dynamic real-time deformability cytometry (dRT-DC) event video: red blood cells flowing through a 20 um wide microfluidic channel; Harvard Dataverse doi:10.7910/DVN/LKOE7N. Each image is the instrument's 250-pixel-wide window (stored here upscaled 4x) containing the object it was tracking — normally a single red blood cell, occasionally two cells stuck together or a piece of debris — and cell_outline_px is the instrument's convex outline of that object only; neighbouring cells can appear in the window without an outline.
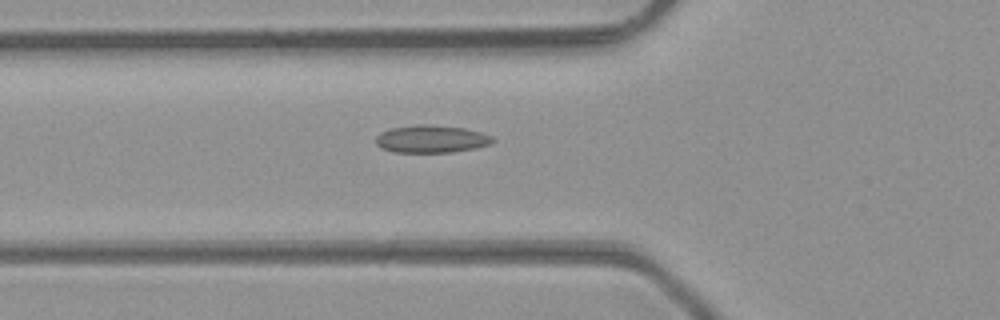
{"species": "common noctule bat (a hibernating species)", "species_latin": "Nyctalus noctula", "temperature_condition": "room temperature", "stored_images_in_passage": 48, "camera_frame_rate_fps": 3000, "um_per_image_px": 0.085, "animal": {"sex": "male", "body_mass_g": 23.1, "forearm_length_mm": 52.7}, "frame": {"image": 1, "passage_image": 18, "time_ms": 5.667, "image_size_px": [1000, 320], "cell_outline_px": [[496, 140], [492, 144], [476, 148], [452, 152], [396, 152], [380, 148], [376, 144], [376, 136], [380, 132], [392, 128], [464, 128], [480, 132], [492, 136]], "centroid_in_image_um": [36.71, 11.88], "position_along_channel_um": 89.1, "area_um2": 17.69}}
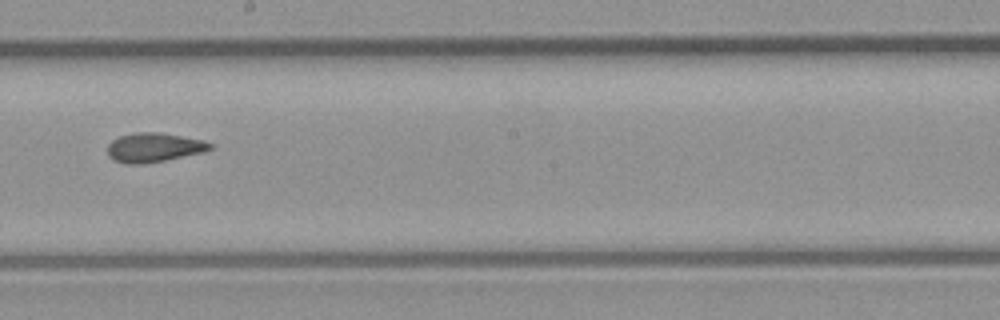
{"frame": {"image": 2, "passage_image": 28, "time_ms": 9.0, "image_size_px": [1000, 320], "cell_outline_px": [[212, 148], [204, 152], [144, 164], [128, 164], [116, 160], [108, 156], [108, 144], [112, 140], [120, 136], [136, 132], [156, 132], [204, 140], [212, 144]], "centroid_in_image_um": [13.08, 12.53], "position_along_channel_um": 235.1, "area_um2": 17.28}}
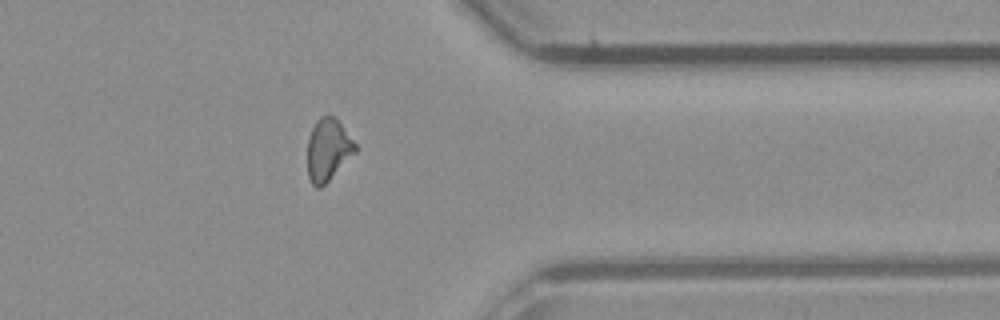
{"frame": {"image": 3, "passage_image": 39, "time_ms": 12.667, "image_size_px": [1000, 320], "cell_outline_px": [[356, 152], [320, 188], [316, 188], [312, 184], [308, 176], [308, 140], [312, 128], [316, 120], [320, 116], [336, 116], [356, 144]], "centroid_in_image_um": [27.88, 12.7], "position_along_channel_um": 383.5, "area_um2": 17.17}, "authors_computed_cell_mechanics": {"area_um2": 17.3978, "velocity_mm_per_s": 4.3496, "shape_relaxation_time_tau1_ms": null, "shape_relaxation_time_tau2_ms": 2.7636, "deformation_change_tau1": null, "deformation_change_tau2": 0.1049}}